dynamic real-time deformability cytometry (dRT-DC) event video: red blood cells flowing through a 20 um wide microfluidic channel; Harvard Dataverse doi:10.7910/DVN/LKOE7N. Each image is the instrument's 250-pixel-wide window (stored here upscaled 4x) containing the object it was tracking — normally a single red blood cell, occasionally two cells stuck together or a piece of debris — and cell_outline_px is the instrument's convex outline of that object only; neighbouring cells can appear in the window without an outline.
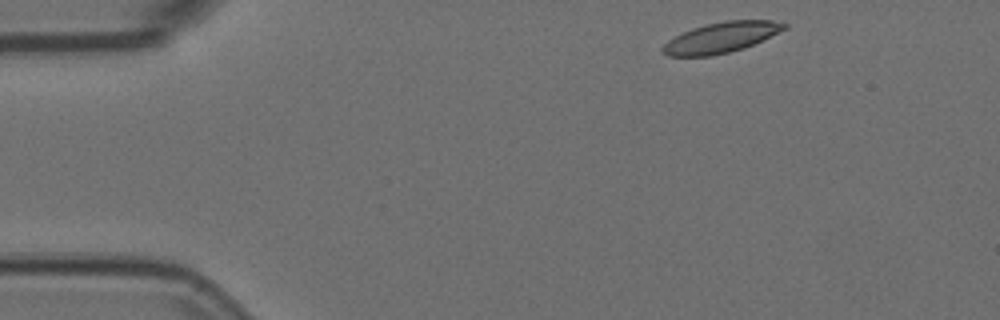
{"species": "Egyptian fruit bat (a non-hibernating species)", "species_latin": "Rousettus aegyptiacus", "temperature_condition": "room temperature", "stored_images_in_passage": 48, "camera_frame_rate_fps": 3000, "um_per_image_px": 0.085, "animal": {"sex": "female"}, "frame": {"image": 1, "passage_image": 1, "time_ms": 0.0, "image_size_px": [1000, 320], "cell_outline_px": [[788, 28], [744, 48], [712, 56], [668, 56], [660, 52], [660, 48], [668, 40], [692, 28], [724, 20], [772, 20], [788, 24]], "centroid_in_image_um": [61.29, 3.19], "position_along_channel_um": 23.7, "area_um2": 21.56}}
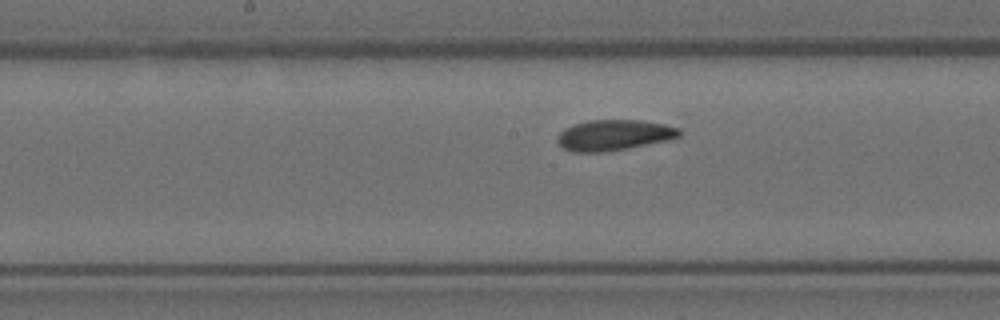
{"frame": {"image": 2, "passage_image": 21, "time_ms": 6.667, "image_size_px": [1000, 320], "cell_outline_px": [[680, 136], [668, 140], [628, 148], [604, 152], [572, 152], [564, 148], [556, 140], [556, 136], [564, 128], [572, 124], [588, 120], [640, 120], [664, 124], [680, 128]], "centroid_in_image_um": [52.15, 11.48], "position_along_channel_um": 196.0, "area_um2": 21.91}}
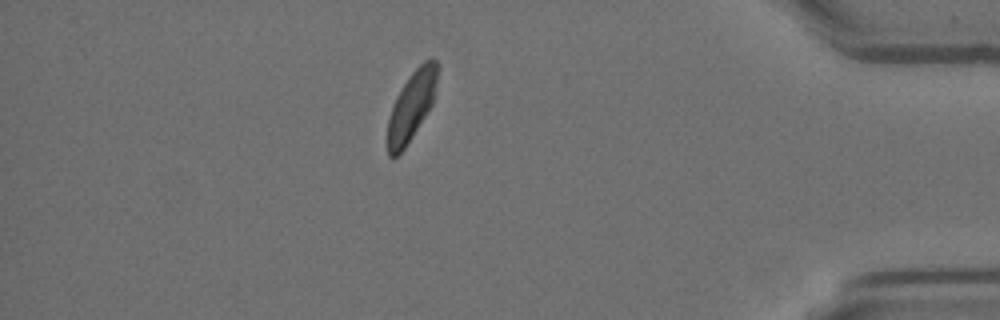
{"frame": {"image": 3, "passage_image": 41, "time_ms": 13.333, "image_size_px": [1000, 320], "cell_outline_px": [[440, 64], [432, 104], [412, 136], [404, 148], [396, 156], [388, 156], [388, 120], [392, 104], [396, 96], [412, 72], [424, 60], [432, 56]], "centroid_in_image_um": [35.0, 8.92], "position_along_channel_um": 400.2, "area_um2": 19.83}, "authors_computed_cell_mechanics": {"area_um2": 21.5594, "velocity_mm_per_s": 3.6864, "shape_relaxation_time_tau1_ms": 4.0476, "shape_relaxation_time_tau2_ms": 3.9653, "deformation_change_tau1": 0.1296, "deformation_change_tau2": 0.0802}}